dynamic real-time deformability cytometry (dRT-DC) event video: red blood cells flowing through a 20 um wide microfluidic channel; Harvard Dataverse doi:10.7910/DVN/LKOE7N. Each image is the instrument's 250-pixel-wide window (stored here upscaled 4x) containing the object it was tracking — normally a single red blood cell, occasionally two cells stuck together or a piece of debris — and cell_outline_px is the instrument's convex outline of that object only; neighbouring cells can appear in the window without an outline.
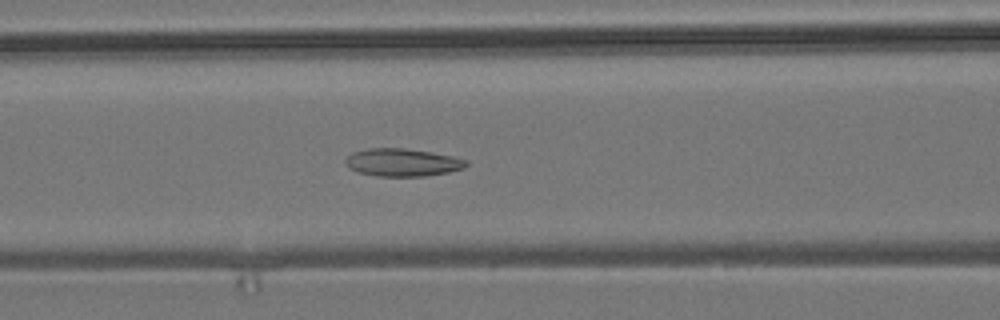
{"species": "common noctule bat (a hibernating species)", "species_latin": "Nyctalus noctula", "temperature_condition": "room temperature", "stored_images_in_passage": 46, "camera_frame_rate_fps": 3000, "um_per_image_px": 0.085, "animal": {"sex": "male", "body_mass_g": 19.2, "forearm_length_mm": 51.8}, "frame": {"image": 1, "passage_image": 14, "time_ms": 4.333, "image_size_px": [1000, 320], "cell_outline_px": [[468, 164], [464, 168], [448, 172], [428, 176], [376, 176], [356, 172], [348, 168], [344, 164], [344, 160], [352, 152], [368, 148], [404, 148], [452, 156], [468, 160]], "centroid_in_image_um": [34.16, 13.81], "position_along_channel_um": 132.4, "area_um2": 19.65}}
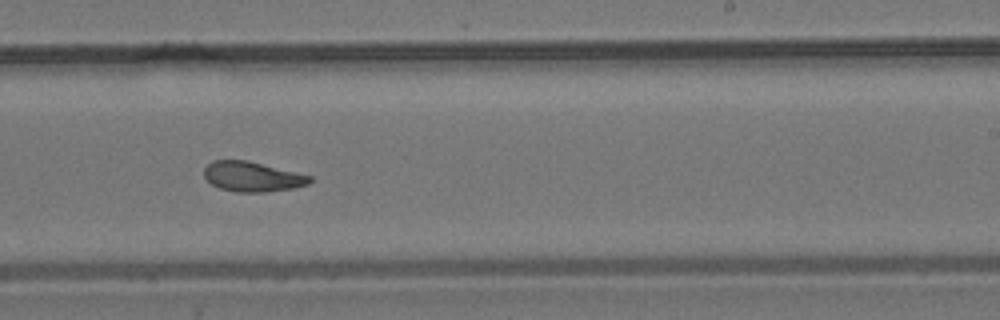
{"frame": {"image": 2, "passage_image": 25, "time_ms": 8.0, "image_size_px": [1000, 320], "cell_outline_px": [[312, 180], [308, 184], [292, 188], [268, 192], [236, 192], [220, 188], [212, 184], [204, 176], [204, 168], [212, 160], [248, 160], [312, 176]], "centroid_in_image_um": [21.44, 15.01], "position_along_channel_um": 267.6, "area_um2": 18.44}}
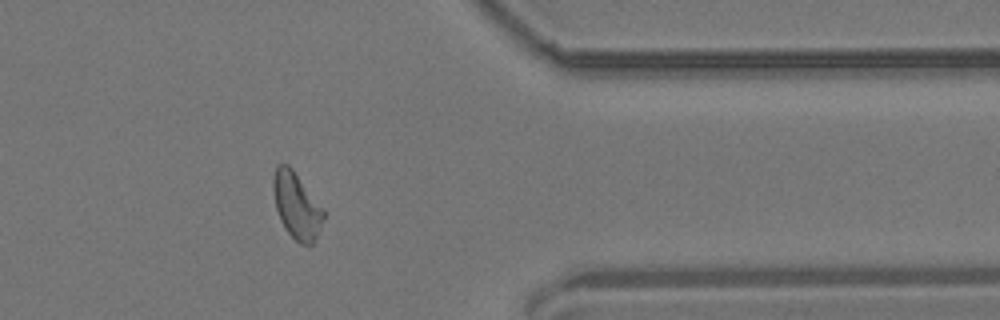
{"frame": {"image": 3, "passage_image": 36, "time_ms": 11.667, "image_size_px": [1000, 320], "cell_outline_px": [[324, 220], [312, 244], [300, 244], [284, 228], [280, 220], [276, 208], [272, 188], [272, 180], [276, 164], [288, 164], [292, 168], [324, 208]], "centroid_in_image_um": [25.2, 17.44], "position_along_channel_um": 386.2, "area_um2": 19.48}, "authors_computed_cell_mechanics": {"area_um2": 19.074, "velocity_mm_per_s": 3.6955, "shape_relaxation_time_tau1_ms": null, "shape_relaxation_time_tau2_ms": 2.8816, "deformation_change_tau1": null, "deformation_change_tau2": 0.081}}